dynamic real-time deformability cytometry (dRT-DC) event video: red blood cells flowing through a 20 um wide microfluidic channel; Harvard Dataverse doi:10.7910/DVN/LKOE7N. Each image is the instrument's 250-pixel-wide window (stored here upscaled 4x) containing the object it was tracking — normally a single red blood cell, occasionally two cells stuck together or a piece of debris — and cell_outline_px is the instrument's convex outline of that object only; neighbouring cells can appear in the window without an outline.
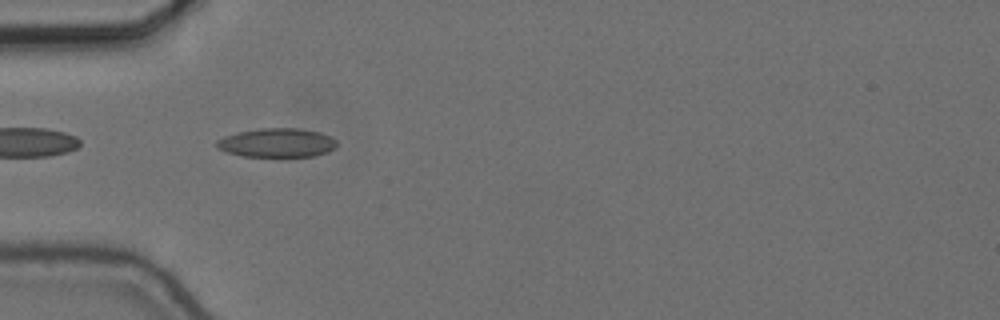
{"species": "common noctule bat (a hibernating species)", "species_latin": "Nyctalus noctula", "temperature_condition": "cold", "stored_images_in_passage": 40, "camera_frame_rate_fps": 3000, "um_per_image_px": 0.085, "animal": {"sex": "female", "body_mass_g": 24.6, "forearm_length_mm": 56.2}, "frame": {"image": 1, "passage_image": 2, "time_ms": 0.333, "image_size_px": [1000, 320], "cell_outline_px": [[336, 148], [328, 152], [312, 156], [240, 156], [216, 148], [216, 140], [224, 136], [236, 132], [260, 128], [300, 128], [320, 132], [332, 136], [336, 140]], "centroid_in_image_um": [23.54, 12.12], "position_along_channel_um": 61.5, "area_um2": 20.46}}
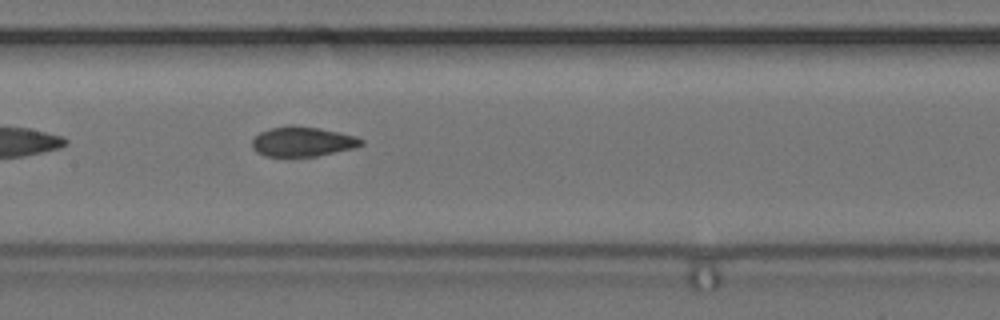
{"frame": {"image": 2, "passage_image": 12, "time_ms": 3.667, "image_size_px": [1000, 320], "cell_outline_px": [[364, 144], [356, 148], [316, 156], [264, 156], [256, 152], [252, 148], [252, 140], [260, 132], [272, 128], [320, 128], [356, 136], [364, 140]], "centroid_in_image_um": [25.76, 12.08], "position_along_channel_um": 181.6, "area_um2": 18.38}}
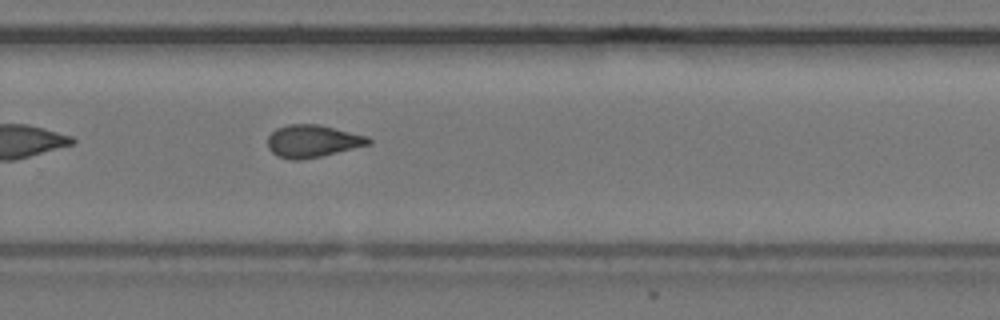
{"frame": {"image": 3, "passage_image": 22, "time_ms": 7.0, "image_size_px": [1000, 320], "cell_outline_px": [[372, 144], [320, 156], [300, 160], [292, 160], [276, 156], [268, 148], [268, 136], [276, 128], [288, 124], [320, 124], [368, 136], [372, 140]], "centroid_in_image_um": [26.57, 11.99], "position_along_channel_um": 303.2, "area_um2": 19.19}, "authors_computed_cell_mechanics": {"area_um2": 18.9584, "velocity_mm_per_s": 3.6676, "shape_relaxation_time_tau1_ms": null, "shape_relaxation_time_tau2_ms": 1.6579, "deformation_change_tau1": null, "deformation_change_tau2": 0.0753}}